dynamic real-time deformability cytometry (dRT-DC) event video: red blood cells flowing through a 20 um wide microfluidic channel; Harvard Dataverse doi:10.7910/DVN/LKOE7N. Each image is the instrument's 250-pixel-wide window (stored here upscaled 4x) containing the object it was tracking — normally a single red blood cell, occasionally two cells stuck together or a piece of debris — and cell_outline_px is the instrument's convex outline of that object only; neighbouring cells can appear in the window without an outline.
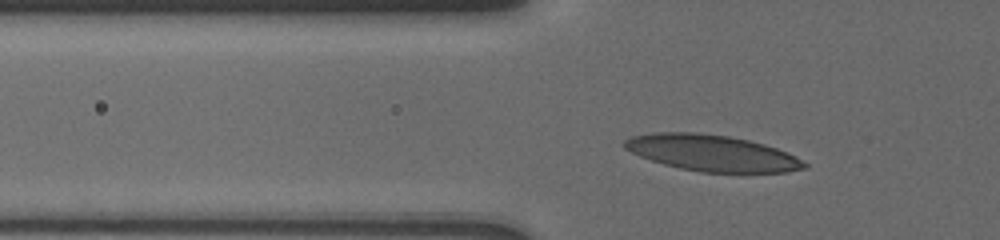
{"species": "human", "species_latin": "Homo sapiens", "temperature_condition": "cold", "stored_images_in_passage": 45, "camera_frame_rate_fps": 3000, "um_per_image_px": 0.085, "donor": {"sex": "male"}, "frame": {"image": 1, "passage_image": 11, "time_ms": 2.667, "image_size_px": [1000, 240], "cell_outline_px": [[808, 168], [788, 172], [700, 172], [680, 168], [664, 164], [640, 156], [624, 148], [624, 140], [632, 136], [652, 132], [696, 132], [728, 136], [748, 140], [764, 144], [788, 152], [796, 156], [808, 164]], "centroid_in_image_um": [60.54, 13.0], "position_along_channel_um": 65.3, "area_um2": 37.92}}
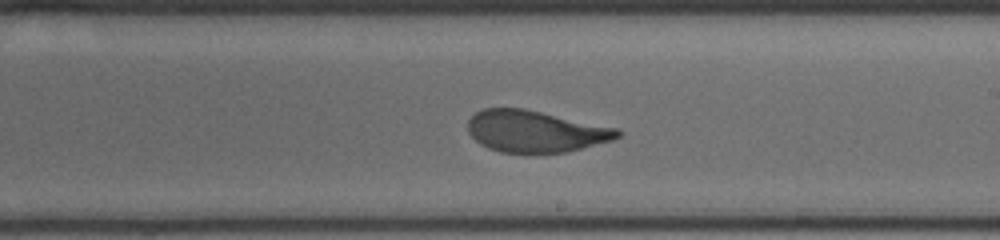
{"frame": {"image": 2, "passage_image": 30, "time_ms": 7.667, "image_size_px": [1000, 240], "cell_outline_px": [[624, 132], [620, 136], [612, 140], [568, 152], [500, 152], [488, 148], [480, 144], [468, 132], [468, 120], [476, 112], [484, 108], [524, 108], [616, 128]], "centroid_in_image_um": [45.5, 11.16], "position_along_channel_um": 243.5, "area_um2": 36.13}}
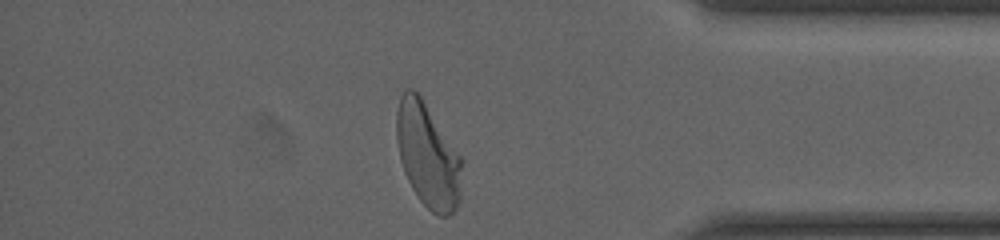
{"frame": {"image": 3, "passage_image": 45, "time_ms": 12.333, "image_size_px": [1000, 240], "cell_outline_px": [[460, 200], [456, 208], [448, 216], [440, 216], [432, 212], [420, 200], [412, 188], [404, 172], [400, 160], [396, 136], [396, 112], [400, 96], [404, 88], [412, 88], [420, 96], [460, 156]], "centroid_in_image_um": [36.32, 13.2], "position_along_channel_um": 398.9, "area_um2": 39.07}, "authors_computed_cell_mechanics": {"area_um2": 37.4544, "velocity_mm_per_s": 3.7268, "shape_relaxation_time_tau1_ms": 4.1426, "shape_relaxation_time_tau2_ms": null, "deformation_change_tau1": 0.1751, "deformation_change_tau2": null}}